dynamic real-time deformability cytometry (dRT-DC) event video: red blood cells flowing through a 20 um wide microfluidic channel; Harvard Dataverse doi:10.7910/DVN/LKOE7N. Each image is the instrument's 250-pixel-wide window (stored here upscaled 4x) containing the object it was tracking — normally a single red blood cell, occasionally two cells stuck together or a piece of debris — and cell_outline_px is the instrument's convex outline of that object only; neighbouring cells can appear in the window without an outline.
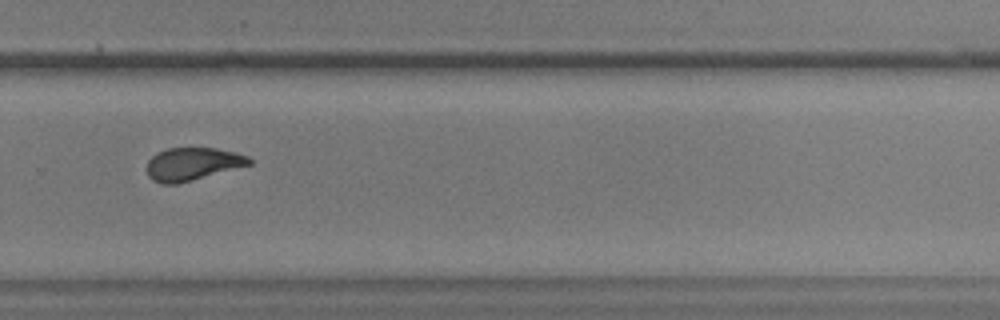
{"species": "common noctule bat (a hibernating species)", "species_latin": "Nyctalus noctula", "temperature_condition": "warm", "stored_images_in_passage": 36, "camera_frame_rate_fps": 3000, "um_per_image_px": 0.085, "animal": {"sex": "male", "body_mass_g": 17.9, "forearm_length_mm": 54.2}, "frame": {"image": 1, "passage_image": 21, "time_ms": 6.667, "image_size_px": [1000, 320], "cell_outline_px": [[252, 164], [176, 184], [160, 184], [152, 180], [148, 176], [148, 160], [156, 152], [168, 148], [216, 148], [236, 152], [248, 156], [252, 160]], "centroid_in_image_um": [16.36, 13.93], "position_along_channel_um": 313.4, "area_um2": 19.54}}